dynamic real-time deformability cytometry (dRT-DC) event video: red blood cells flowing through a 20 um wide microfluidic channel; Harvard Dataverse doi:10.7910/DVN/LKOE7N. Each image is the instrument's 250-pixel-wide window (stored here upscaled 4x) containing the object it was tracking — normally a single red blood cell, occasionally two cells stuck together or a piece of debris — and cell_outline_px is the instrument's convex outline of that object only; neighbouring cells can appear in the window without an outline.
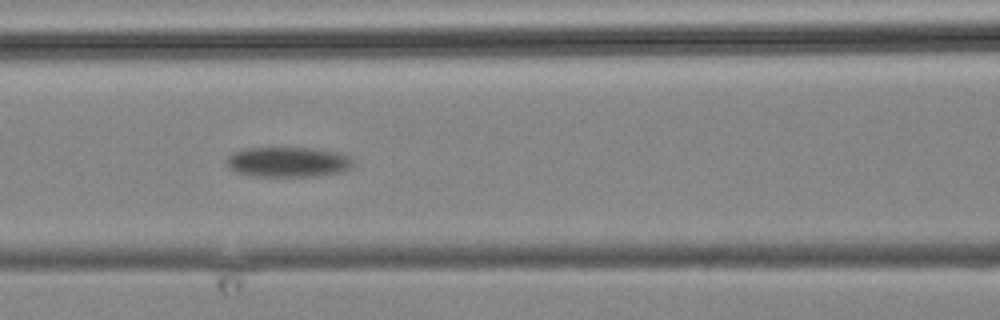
{"species": "common noctule bat (a hibernating species)", "species_latin": "Nyctalus noctula", "temperature_condition": "cold", "stored_images_in_passage": 9, "camera_frame_rate_fps": 3000, "um_per_image_px": 0.085, "animal": {"sex": "male", "body_mass_g": 19.2, "forearm_length_mm": 51.8}, "frame": {"image": 1, "passage_image": 8, "time_ms": 9.0, "image_size_px": [1000, 320], "cell_outline_px": [[356, 164], [352, 168], [344, 172], [320, 176], [248, 176], [236, 172], [228, 168], [228, 156], [232, 152], [244, 148], [316, 148], [340, 152], [352, 156]], "centroid_in_image_um": [24.57, 13.77], "position_along_channel_um": 142.0, "area_um2": 22.83}}
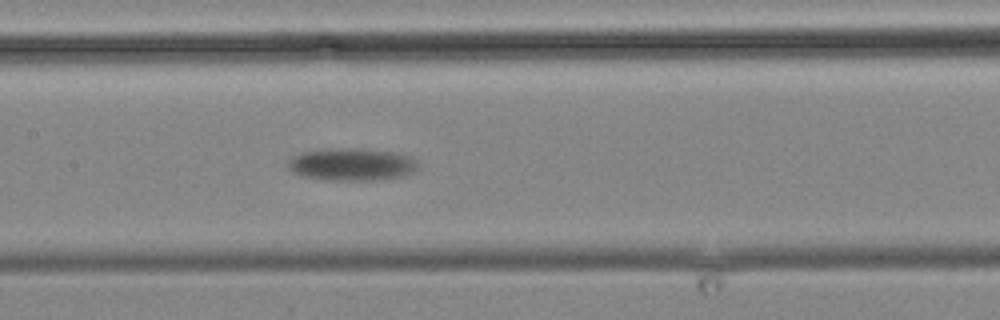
{"frame": {"image": 2, "passage_image": 9, "time_ms": 10.333, "image_size_px": [1000, 320], "cell_outline_px": [[420, 164], [416, 172], [404, 176], [376, 180], [328, 180], [300, 176], [292, 172], [288, 168], [288, 160], [292, 156], [300, 152], [336, 148], [360, 148], [392, 152], [412, 156]], "centroid_in_image_um": [29.92, 13.98], "position_along_channel_um": 177.5, "area_um2": 25.03}}